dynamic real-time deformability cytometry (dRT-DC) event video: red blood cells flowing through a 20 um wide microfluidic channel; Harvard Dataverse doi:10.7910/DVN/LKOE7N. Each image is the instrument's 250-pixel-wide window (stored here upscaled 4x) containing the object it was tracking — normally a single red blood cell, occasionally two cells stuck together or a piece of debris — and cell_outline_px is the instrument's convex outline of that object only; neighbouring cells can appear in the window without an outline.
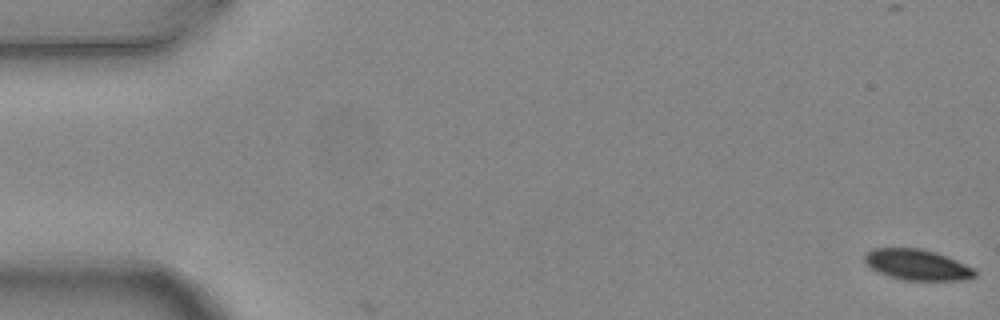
{"species": "common noctule bat (a hibernating species)", "species_latin": "Nyctalus noctula", "temperature_condition": "warm", "stored_images_in_passage": 5, "camera_frame_rate_fps": 3000, "um_per_image_px": 0.085, "animal": {"sex": "female", "body_mass_g": 24.6, "forearm_length_mm": 56.2}, "frame": {"image": 1, "passage_image": 1, "time_ms": 0.0, "image_size_px": [1000, 320], "cell_outline_px": [[976, 276], [968, 280], [904, 280], [888, 276], [872, 268], [864, 260], [864, 256], [872, 248], [920, 248], [936, 252], [956, 260], [972, 268], [976, 272]], "centroid_in_image_um": [77.97, 22.5], "position_along_channel_um": 7.0, "area_um2": 19.59}}
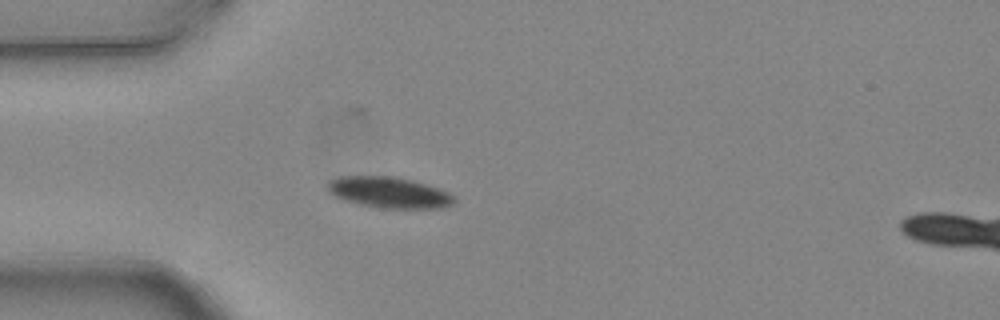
{"frame": {"image": 2, "passage_image": 5, "time_ms": 1.333, "image_size_px": [1000, 320], "cell_outline_px": [[456, 200], [452, 204], [440, 208], [380, 208], [360, 204], [344, 200], [328, 192], [328, 180], [336, 176], [392, 176], [412, 180], [448, 192]], "centroid_in_image_um": [33.02, 16.35], "position_along_channel_um": 52.0, "area_um2": 22.72}}